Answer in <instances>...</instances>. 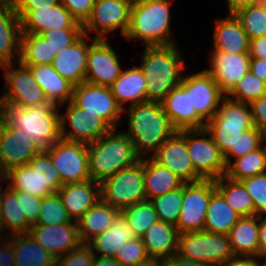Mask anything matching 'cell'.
<instances>
[{"label": "cell", "mask_w": 266, "mask_h": 266, "mask_svg": "<svg viewBox=\"0 0 266 266\" xmlns=\"http://www.w3.org/2000/svg\"><path fill=\"white\" fill-rule=\"evenodd\" d=\"M66 106V113L60 114L63 139L89 144L97 141L112 129L98 115L85 113L72 100L67 102ZM67 125L71 127L69 131Z\"/></svg>", "instance_id": "cell-15"}, {"label": "cell", "mask_w": 266, "mask_h": 266, "mask_svg": "<svg viewBox=\"0 0 266 266\" xmlns=\"http://www.w3.org/2000/svg\"><path fill=\"white\" fill-rule=\"evenodd\" d=\"M72 101L85 113L98 115L112 129H118L121 118L124 116L123 113H125L112 95L110 87L106 86L87 82L75 85Z\"/></svg>", "instance_id": "cell-14"}, {"label": "cell", "mask_w": 266, "mask_h": 266, "mask_svg": "<svg viewBox=\"0 0 266 266\" xmlns=\"http://www.w3.org/2000/svg\"><path fill=\"white\" fill-rule=\"evenodd\" d=\"M210 69H205L227 96L237 82L249 71V53L211 51Z\"/></svg>", "instance_id": "cell-20"}, {"label": "cell", "mask_w": 266, "mask_h": 266, "mask_svg": "<svg viewBox=\"0 0 266 266\" xmlns=\"http://www.w3.org/2000/svg\"><path fill=\"white\" fill-rule=\"evenodd\" d=\"M0 179V205L6 236L26 234V217H22L21 191H14L9 186L3 189Z\"/></svg>", "instance_id": "cell-38"}, {"label": "cell", "mask_w": 266, "mask_h": 266, "mask_svg": "<svg viewBox=\"0 0 266 266\" xmlns=\"http://www.w3.org/2000/svg\"><path fill=\"white\" fill-rule=\"evenodd\" d=\"M26 67L31 69L49 103L60 107L72 100L74 85L63 78L52 64Z\"/></svg>", "instance_id": "cell-29"}, {"label": "cell", "mask_w": 266, "mask_h": 266, "mask_svg": "<svg viewBox=\"0 0 266 266\" xmlns=\"http://www.w3.org/2000/svg\"><path fill=\"white\" fill-rule=\"evenodd\" d=\"M144 186L146 200L161 196L177 188L185 182L166 167L156 163L151 157H144Z\"/></svg>", "instance_id": "cell-33"}, {"label": "cell", "mask_w": 266, "mask_h": 266, "mask_svg": "<svg viewBox=\"0 0 266 266\" xmlns=\"http://www.w3.org/2000/svg\"><path fill=\"white\" fill-rule=\"evenodd\" d=\"M178 237L176 226L158 221L141 238L149 258L166 260L177 253Z\"/></svg>", "instance_id": "cell-32"}, {"label": "cell", "mask_w": 266, "mask_h": 266, "mask_svg": "<svg viewBox=\"0 0 266 266\" xmlns=\"http://www.w3.org/2000/svg\"><path fill=\"white\" fill-rule=\"evenodd\" d=\"M54 58L52 47L41 34H21L19 62L22 65L52 64Z\"/></svg>", "instance_id": "cell-39"}, {"label": "cell", "mask_w": 266, "mask_h": 266, "mask_svg": "<svg viewBox=\"0 0 266 266\" xmlns=\"http://www.w3.org/2000/svg\"><path fill=\"white\" fill-rule=\"evenodd\" d=\"M45 151L50 155L63 185L91 179L86 143L60 138Z\"/></svg>", "instance_id": "cell-11"}, {"label": "cell", "mask_w": 266, "mask_h": 266, "mask_svg": "<svg viewBox=\"0 0 266 266\" xmlns=\"http://www.w3.org/2000/svg\"><path fill=\"white\" fill-rule=\"evenodd\" d=\"M263 261H264V262H261V263H262V266H266V257L264 258Z\"/></svg>", "instance_id": "cell-69"}, {"label": "cell", "mask_w": 266, "mask_h": 266, "mask_svg": "<svg viewBox=\"0 0 266 266\" xmlns=\"http://www.w3.org/2000/svg\"><path fill=\"white\" fill-rule=\"evenodd\" d=\"M264 143L266 138L255 126L244 131L238 142V158L260 148Z\"/></svg>", "instance_id": "cell-53"}, {"label": "cell", "mask_w": 266, "mask_h": 266, "mask_svg": "<svg viewBox=\"0 0 266 266\" xmlns=\"http://www.w3.org/2000/svg\"><path fill=\"white\" fill-rule=\"evenodd\" d=\"M240 217L216 190L209 200L203 230L211 233L228 234Z\"/></svg>", "instance_id": "cell-36"}, {"label": "cell", "mask_w": 266, "mask_h": 266, "mask_svg": "<svg viewBox=\"0 0 266 266\" xmlns=\"http://www.w3.org/2000/svg\"><path fill=\"white\" fill-rule=\"evenodd\" d=\"M183 199V185L173 191L152 198L150 202L161 222L177 225Z\"/></svg>", "instance_id": "cell-43"}, {"label": "cell", "mask_w": 266, "mask_h": 266, "mask_svg": "<svg viewBox=\"0 0 266 266\" xmlns=\"http://www.w3.org/2000/svg\"><path fill=\"white\" fill-rule=\"evenodd\" d=\"M95 255L87 243H81L65 255L58 257L55 266H93Z\"/></svg>", "instance_id": "cell-51"}, {"label": "cell", "mask_w": 266, "mask_h": 266, "mask_svg": "<svg viewBox=\"0 0 266 266\" xmlns=\"http://www.w3.org/2000/svg\"><path fill=\"white\" fill-rule=\"evenodd\" d=\"M178 132L185 138L194 169L203 179L215 180L226 174L227 165L223 154L205 128Z\"/></svg>", "instance_id": "cell-10"}, {"label": "cell", "mask_w": 266, "mask_h": 266, "mask_svg": "<svg viewBox=\"0 0 266 266\" xmlns=\"http://www.w3.org/2000/svg\"><path fill=\"white\" fill-rule=\"evenodd\" d=\"M0 67L5 71L3 75L5 92L0 97L4 104L16 107L50 104L29 67L20 62L3 64Z\"/></svg>", "instance_id": "cell-9"}, {"label": "cell", "mask_w": 266, "mask_h": 266, "mask_svg": "<svg viewBox=\"0 0 266 266\" xmlns=\"http://www.w3.org/2000/svg\"><path fill=\"white\" fill-rule=\"evenodd\" d=\"M231 250L236 259L259 258V217L243 216L228 233Z\"/></svg>", "instance_id": "cell-27"}, {"label": "cell", "mask_w": 266, "mask_h": 266, "mask_svg": "<svg viewBox=\"0 0 266 266\" xmlns=\"http://www.w3.org/2000/svg\"><path fill=\"white\" fill-rule=\"evenodd\" d=\"M87 148L91 179L98 182L140 160L129 137L117 128L87 144Z\"/></svg>", "instance_id": "cell-4"}, {"label": "cell", "mask_w": 266, "mask_h": 266, "mask_svg": "<svg viewBox=\"0 0 266 266\" xmlns=\"http://www.w3.org/2000/svg\"><path fill=\"white\" fill-rule=\"evenodd\" d=\"M27 165L35 171L42 186H46L51 193H57L63 186L60 175L45 150L37 154Z\"/></svg>", "instance_id": "cell-45"}, {"label": "cell", "mask_w": 266, "mask_h": 266, "mask_svg": "<svg viewBox=\"0 0 266 266\" xmlns=\"http://www.w3.org/2000/svg\"><path fill=\"white\" fill-rule=\"evenodd\" d=\"M249 56L266 59V35L250 40Z\"/></svg>", "instance_id": "cell-58"}, {"label": "cell", "mask_w": 266, "mask_h": 266, "mask_svg": "<svg viewBox=\"0 0 266 266\" xmlns=\"http://www.w3.org/2000/svg\"><path fill=\"white\" fill-rule=\"evenodd\" d=\"M126 2L130 3L131 5L133 4H136V3H140L142 1H145V0H125Z\"/></svg>", "instance_id": "cell-68"}, {"label": "cell", "mask_w": 266, "mask_h": 266, "mask_svg": "<svg viewBox=\"0 0 266 266\" xmlns=\"http://www.w3.org/2000/svg\"><path fill=\"white\" fill-rule=\"evenodd\" d=\"M2 242L0 244V266H15L12 236L6 237Z\"/></svg>", "instance_id": "cell-57"}, {"label": "cell", "mask_w": 266, "mask_h": 266, "mask_svg": "<svg viewBox=\"0 0 266 266\" xmlns=\"http://www.w3.org/2000/svg\"><path fill=\"white\" fill-rule=\"evenodd\" d=\"M5 125H6L5 104L0 100V137Z\"/></svg>", "instance_id": "cell-66"}, {"label": "cell", "mask_w": 266, "mask_h": 266, "mask_svg": "<svg viewBox=\"0 0 266 266\" xmlns=\"http://www.w3.org/2000/svg\"><path fill=\"white\" fill-rule=\"evenodd\" d=\"M21 23L12 5L0 0V66L19 62Z\"/></svg>", "instance_id": "cell-25"}, {"label": "cell", "mask_w": 266, "mask_h": 266, "mask_svg": "<svg viewBox=\"0 0 266 266\" xmlns=\"http://www.w3.org/2000/svg\"><path fill=\"white\" fill-rule=\"evenodd\" d=\"M95 0H59L72 17L83 25L91 14Z\"/></svg>", "instance_id": "cell-54"}, {"label": "cell", "mask_w": 266, "mask_h": 266, "mask_svg": "<svg viewBox=\"0 0 266 266\" xmlns=\"http://www.w3.org/2000/svg\"><path fill=\"white\" fill-rule=\"evenodd\" d=\"M15 11H32L54 6L59 0H7Z\"/></svg>", "instance_id": "cell-56"}, {"label": "cell", "mask_w": 266, "mask_h": 266, "mask_svg": "<svg viewBox=\"0 0 266 266\" xmlns=\"http://www.w3.org/2000/svg\"><path fill=\"white\" fill-rule=\"evenodd\" d=\"M117 53L104 39H97L90 47L84 82L110 87L122 72Z\"/></svg>", "instance_id": "cell-17"}, {"label": "cell", "mask_w": 266, "mask_h": 266, "mask_svg": "<svg viewBox=\"0 0 266 266\" xmlns=\"http://www.w3.org/2000/svg\"><path fill=\"white\" fill-rule=\"evenodd\" d=\"M225 97L206 70L191 74L192 111H196L206 122L216 114Z\"/></svg>", "instance_id": "cell-24"}, {"label": "cell", "mask_w": 266, "mask_h": 266, "mask_svg": "<svg viewBox=\"0 0 266 266\" xmlns=\"http://www.w3.org/2000/svg\"><path fill=\"white\" fill-rule=\"evenodd\" d=\"M215 191L212 179L183 184L181 211L176 225L179 234L203 231L209 200Z\"/></svg>", "instance_id": "cell-12"}, {"label": "cell", "mask_w": 266, "mask_h": 266, "mask_svg": "<svg viewBox=\"0 0 266 266\" xmlns=\"http://www.w3.org/2000/svg\"><path fill=\"white\" fill-rule=\"evenodd\" d=\"M120 213L129 223L133 235L139 238L159 221L154 206L149 200L126 207Z\"/></svg>", "instance_id": "cell-42"}, {"label": "cell", "mask_w": 266, "mask_h": 266, "mask_svg": "<svg viewBox=\"0 0 266 266\" xmlns=\"http://www.w3.org/2000/svg\"><path fill=\"white\" fill-rule=\"evenodd\" d=\"M41 151L25 132L6 124L0 137V177L12 167L28 164Z\"/></svg>", "instance_id": "cell-19"}, {"label": "cell", "mask_w": 266, "mask_h": 266, "mask_svg": "<svg viewBox=\"0 0 266 266\" xmlns=\"http://www.w3.org/2000/svg\"><path fill=\"white\" fill-rule=\"evenodd\" d=\"M82 34V29L52 28L43 32L41 35L48 40L50 46L52 47L53 55H56L68 48Z\"/></svg>", "instance_id": "cell-50"}, {"label": "cell", "mask_w": 266, "mask_h": 266, "mask_svg": "<svg viewBox=\"0 0 266 266\" xmlns=\"http://www.w3.org/2000/svg\"><path fill=\"white\" fill-rule=\"evenodd\" d=\"M87 38L90 36L82 34L68 48L55 55L53 59V68L74 86L84 82L89 47L97 40L89 44Z\"/></svg>", "instance_id": "cell-23"}, {"label": "cell", "mask_w": 266, "mask_h": 266, "mask_svg": "<svg viewBox=\"0 0 266 266\" xmlns=\"http://www.w3.org/2000/svg\"><path fill=\"white\" fill-rule=\"evenodd\" d=\"M249 40L266 35V6L262 3L248 6L234 13Z\"/></svg>", "instance_id": "cell-44"}, {"label": "cell", "mask_w": 266, "mask_h": 266, "mask_svg": "<svg viewBox=\"0 0 266 266\" xmlns=\"http://www.w3.org/2000/svg\"><path fill=\"white\" fill-rule=\"evenodd\" d=\"M253 125L266 138V95L251 101L249 104Z\"/></svg>", "instance_id": "cell-55"}, {"label": "cell", "mask_w": 266, "mask_h": 266, "mask_svg": "<svg viewBox=\"0 0 266 266\" xmlns=\"http://www.w3.org/2000/svg\"><path fill=\"white\" fill-rule=\"evenodd\" d=\"M144 158L100 182V199L120 211L146 200Z\"/></svg>", "instance_id": "cell-8"}, {"label": "cell", "mask_w": 266, "mask_h": 266, "mask_svg": "<svg viewBox=\"0 0 266 266\" xmlns=\"http://www.w3.org/2000/svg\"><path fill=\"white\" fill-rule=\"evenodd\" d=\"M132 5L125 0H95L90 16L82 25L83 34H96L95 39L107 40L109 32L120 28L124 37L130 22ZM107 33V34H106Z\"/></svg>", "instance_id": "cell-13"}, {"label": "cell", "mask_w": 266, "mask_h": 266, "mask_svg": "<svg viewBox=\"0 0 266 266\" xmlns=\"http://www.w3.org/2000/svg\"><path fill=\"white\" fill-rule=\"evenodd\" d=\"M266 173V144L236 158L227 166L226 176L237 181Z\"/></svg>", "instance_id": "cell-41"}, {"label": "cell", "mask_w": 266, "mask_h": 266, "mask_svg": "<svg viewBox=\"0 0 266 266\" xmlns=\"http://www.w3.org/2000/svg\"><path fill=\"white\" fill-rule=\"evenodd\" d=\"M259 258L266 257V216H259Z\"/></svg>", "instance_id": "cell-61"}, {"label": "cell", "mask_w": 266, "mask_h": 266, "mask_svg": "<svg viewBox=\"0 0 266 266\" xmlns=\"http://www.w3.org/2000/svg\"><path fill=\"white\" fill-rule=\"evenodd\" d=\"M228 7V14H234L238 10L261 3V0H226Z\"/></svg>", "instance_id": "cell-62"}, {"label": "cell", "mask_w": 266, "mask_h": 266, "mask_svg": "<svg viewBox=\"0 0 266 266\" xmlns=\"http://www.w3.org/2000/svg\"><path fill=\"white\" fill-rule=\"evenodd\" d=\"M6 124L22 130L42 149L47 150L61 137L59 106L16 107L5 104Z\"/></svg>", "instance_id": "cell-6"}, {"label": "cell", "mask_w": 266, "mask_h": 266, "mask_svg": "<svg viewBox=\"0 0 266 266\" xmlns=\"http://www.w3.org/2000/svg\"><path fill=\"white\" fill-rule=\"evenodd\" d=\"M93 266H121V264L114 257L95 256Z\"/></svg>", "instance_id": "cell-63"}, {"label": "cell", "mask_w": 266, "mask_h": 266, "mask_svg": "<svg viewBox=\"0 0 266 266\" xmlns=\"http://www.w3.org/2000/svg\"><path fill=\"white\" fill-rule=\"evenodd\" d=\"M112 95L116 98L119 106L124 110L127 106L147 101L146 79L139 66L122 70L118 79L110 86Z\"/></svg>", "instance_id": "cell-30"}, {"label": "cell", "mask_w": 266, "mask_h": 266, "mask_svg": "<svg viewBox=\"0 0 266 266\" xmlns=\"http://www.w3.org/2000/svg\"><path fill=\"white\" fill-rule=\"evenodd\" d=\"M120 210L98 200L84 215L77 220L81 243H88L95 236L114 225Z\"/></svg>", "instance_id": "cell-31"}, {"label": "cell", "mask_w": 266, "mask_h": 266, "mask_svg": "<svg viewBox=\"0 0 266 266\" xmlns=\"http://www.w3.org/2000/svg\"><path fill=\"white\" fill-rule=\"evenodd\" d=\"M57 194L66 212L72 220L77 221L100 200V182L89 179L84 182L64 184Z\"/></svg>", "instance_id": "cell-26"}, {"label": "cell", "mask_w": 266, "mask_h": 266, "mask_svg": "<svg viewBox=\"0 0 266 266\" xmlns=\"http://www.w3.org/2000/svg\"><path fill=\"white\" fill-rule=\"evenodd\" d=\"M264 95H266V82L248 71L226 97L236 102L249 104Z\"/></svg>", "instance_id": "cell-46"}, {"label": "cell", "mask_w": 266, "mask_h": 266, "mask_svg": "<svg viewBox=\"0 0 266 266\" xmlns=\"http://www.w3.org/2000/svg\"><path fill=\"white\" fill-rule=\"evenodd\" d=\"M215 188L228 205L241 217L255 215L252 197L242 181L233 180L226 175L215 179Z\"/></svg>", "instance_id": "cell-37"}, {"label": "cell", "mask_w": 266, "mask_h": 266, "mask_svg": "<svg viewBox=\"0 0 266 266\" xmlns=\"http://www.w3.org/2000/svg\"><path fill=\"white\" fill-rule=\"evenodd\" d=\"M177 44L145 46L141 65L146 79L147 101L161 102L175 87L179 86L185 59Z\"/></svg>", "instance_id": "cell-2"}, {"label": "cell", "mask_w": 266, "mask_h": 266, "mask_svg": "<svg viewBox=\"0 0 266 266\" xmlns=\"http://www.w3.org/2000/svg\"><path fill=\"white\" fill-rule=\"evenodd\" d=\"M177 253L206 266H226L236 260L228 234L204 230L179 234Z\"/></svg>", "instance_id": "cell-7"}, {"label": "cell", "mask_w": 266, "mask_h": 266, "mask_svg": "<svg viewBox=\"0 0 266 266\" xmlns=\"http://www.w3.org/2000/svg\"><path fill=\"white\" fill-rule=\"evenodd\" d=\"M136 266H165V261L159 258H148Z\"/></svg>", "instance_id": "cell-65"}, {"label": "cell", "mask_w": 266, "mask_h": 266, "mask_svg": "<svg viewBox=\"0 0 266 266\" xmlns=\"http://www.w3.org/2000/svg\"><path fill=\"white\" fill-rule=\"evenodd\" d=\"M172 0H145L133 4L125 39L142 40L145 46L170 45L175 39L171 34Z\"/></svg>", "instance_id": "cell-5"}, {"label": "cell", "mask_w": 266, "mask_h": 266, "mask_svg": "<svg viewBox=\"0 0 266 266\" xmlns=\"http://www.w3.org/2000/svg\"><path fill=\"white\" fill-rule=\"evenodd\" d=\"M161 104L177 131L205 128L206 121L196 111H192L191 75L183 76L180 85L173 88Z\"/></svg>", "instance_id": "cell-16"}, {"label": "cell", "mask_w": 266, "mask_h": 266, "mask_svg": "<svg viewBox=\"0 0 266 266\" xmlns=\"http://www.w3.org/2000/svg\"><path fill=\"white\" fill-rule=\"evenodd\" d=\"M127 110V111H126ZM128 130L124 133L133 143L136 154L151 156L177 130L164 112L161 102L146 101L126 107ZM147 154V155H146Z\"/></svg>", "instance_id": "cell-1"}, {"label": "cell", "mask_w": 266, "mask_h": 266, "mask_svg": "<svg viewBox=\"0 0 266 266\" xmlns=\"http://www.w3.org/2000/svg\"><path fill=\"white\" fill-rule=\"evenodd\" d=\"M213 40L212 51L249 53L250 40L234 14L215 21Z\"/></svg>", "instance_id": "cell-28"}, {"label": "cell", "mask_w": 266, "mask_h": 266, "mask_svg": "<svg viewBox=\"0 0 266 266\" xmlns=\"http://www.w3.org/2000/svg\"><path fill=\"white\" fill-rule=\"evenodd\" d=\"M247 192L252 197L256 216H266V173L242 180Z\"/></svg>", "instance_id": "cell-49"}, {"label": "cell", "mask_w": 266, "mask_h": 266, "mask_svg": "<svg viewBox=\"0 0 266 266\" xmlns=\"http://www.w3.org/2000/svg\"><path fill=\"white\" fill-rule=\"evenodd\" d=\"M150 157L159 165L169 169L185 183L203 180L194 169L185 138L178 131L154 153H151Z\"/></svg>", "instance_id": "cell-18"}, {"label": "cell", "mask_w": 266, "mask_h": 266, "mask_svg": "<svg viewBox=\"0 0 266 266\" xmlns=\"http://www.w3.org/2000/svg\"><path fill=\"white\" fill-rule=\"evenodd\" d=\"M42 198L21 191L22 217H26V234L37 223Z\"/></svg>", "instance_id": "cell-52"}, {"label": "cell", "mask_w": 266, "mask_h": 266, "mask_svg": "<svg viewBox=\"0 0 266 266\" xmlns=\"http://www.w3.org/2000/svg\"><path fill=\"white\" fill-rule=\"evenodd\" d=\"M0 179L7 181V186L14 191H22L39 198L52 194L46 186H42L35 171H32L27 164L10 168Z\"/></svg>", "instance_id": "cell-40"}, {"label": "cell", "mask_w": 266, "mask_h": 266, "mask_svg": "<svg viewBox=\"0 0 266 266\" xmlns=\"http://www.w3.org/2000/svg\"><path fill=\"white\" fill-rule=\"evenodd\" d=\"M226 266H262L258 259H236Z\"/></svg>", "instance_id": "cell-64"}, {"label": "cell", "mask_w": 266, "mask_h": 266, "mask_svg": "<svg viewBox=\"0 0 266 266\" xmlns=\"http://www.w3.org/2000/svg\"><path fill=\"white\" fill-rule=\"evenodd\" d=\"M15 266H55L56 258L41 247L29 233L12 236Z\"/></svg>", "instance_id": "cell-35"}, {"label": "cell", "mask_w": 266, "mask_h": 266, "mask_svg": "<svg viewBox=\"0 0 266 266\" xmlns=\"http://www.w3.org/2000/svg\"><path fill=\"white\" fill-rule=\"evenodd\" d=\"M114 258L121 266H136L149 258L142 238L134 237L118 249Z\"/></svg>", "instance_id": "cell-48"}, {"label": "cell", "mask_w": 266, "mask_h": 266, "mask_svg": "<svg viewBox=\"0 0 266 266\" xmlns=\"http://www.w3.org/2000/svg\"><path fill=\"white\" fill-rule=\"evenodd\" d=\"M261 3L266 6V0H261Z\"/></svg>", "instance_id": "cell-70"}, {"label": "cell", "mask_w": 266, "mask_h": 266, "mask_svg": "<svg viewBox=\"0 0 266 266\" xmlns=\"http://www.w3.org/2000/svg\"><path fill=\"white\" fill-rule=\"evenodd\" d=\"M28 233L56 259L81 244L77 221L57 225H32Z\"/></svg>", "instance_id": "cell-21"}, {"label": "cell", "mask_w": 266, "mask_h": 266, "mask_svg": "<svg viewBox=\"0 0 266 266\" xmlns=\"http://www.w3.org/2000/svg\"><path fill=\"white\" fill-rule=\"evenodd\" d=\"M252 114L248 104L225 97L216 114L206 122L205 129L223 154L228 166L238 158V142L244 131L253 128Z\"/></svg>", "instance_id": "cell-3"}, {"label": "cell", "mask_w": 266, "mask_h": 266, "mask_svg": "<svg viewBox=\"0 0 266 266\" xmlns=\"http://www.w3.org/2000/svg\"><path fill=\"white\" fill-rule=\"evenodd\" d=\"M165 266H206L203 263L196 262L194 260H190L185 258L178 253H175L168 259L164 260Z\"/></svg>", "instance_id": "cell-60"}, {"label": "cell", "mask_w": 266, "mask_h": 266, "mask_svg": "<svg viewBox=\"0 0 266 266\" xmlns=\"http://www.w3.org/2000/svg\"><path fill=\"white\" fill-rule=\"evenodd\" d=\"M249 71L266 82V59L250 58Z\"/></svg>", "instance_id": "cell-59"}, {"label": "cell", "mask_w": 266, "mask_h": 266, "mask_svg": "<svg viewBox=\"0 0 266 266\" xmlns=\"http://www.w3.org/2000/svg\"><path fill=\"white\" fill-rule=\"evenodd\" d=\"M134 237L129 223L120 213L113 226L95 236L87 244L91 247L95 256L114 257L117 250L121 249L124 243ZM96 252H99V254H95Z\"/></svg>", "instance_id": "cell-34"}, {"label": "cell", "mask_w": 266, "mask_h": 266, "mask_svg": "<svg viewBox=\"0 0 266 266\" xmlns=\"http://www.w3.org/2000/svg\"><path fill=\"white\" fill-rule=\"evenodd\" d=\"M3 232L5 233V229H4V224H3L2 214H1V205H0V241H1L2 237H5ZM2 234H3V236H2Z\"/></svg>", "instance_id": "cell-67"}, {"label": "cell", "mask_w": 266, "mask_h": 266, "mask_svg": "<svg viewBox=\"0 0 266 266\" xmlns=\"http://www.w3.org/2000/svg\"><path fill=\"white\" fill-rule=\"evenodd\" d=\"M15 12L20 18L22 33L42 34L52 28L82 29L61 3L44 9Z\"/></svg>", "instance_id": "cell-22"}, {"label": "cell", "mask_w": 266, "mask_h": 266, "mask_svg": "<svg viewBox=\"0 0 266 266\" xmlns=\"http://www.w3.org/2000/svg\"><path fill=\"white\" fill-rule=\"evenodd\" d=\"M73 221L57 193L42 198L39 217L35 225H57Z\"/></svg>", "instance_id": "cell-47"}]
</instances>
